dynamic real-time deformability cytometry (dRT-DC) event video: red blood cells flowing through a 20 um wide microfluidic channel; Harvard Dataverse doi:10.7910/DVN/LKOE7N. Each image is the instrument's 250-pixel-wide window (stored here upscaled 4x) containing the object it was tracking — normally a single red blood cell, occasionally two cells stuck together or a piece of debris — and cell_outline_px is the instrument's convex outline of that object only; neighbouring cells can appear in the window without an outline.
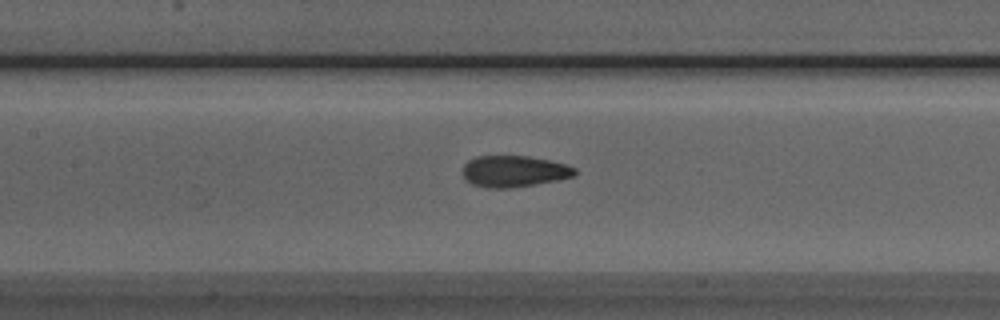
{"species": "Egyptian fruit bat (a non-hibernating species)", "species_latin": "Rousettus aegyptiacus", "temperature_condition": "room temperature", "stored_images_in_passage": 40, "camera_frame_rate_fps": 3000, "um_per_image_px": 0.085, "animal": {"sex": "male"}, "frame": {"image": 1, "passage_image": 16, "time_ms": 5.0, "image_size_px": [1000, 320], "cell_outline_px": [[576, 172], [572, 176], [556, 180], [508, 188], [488, 188], [472, 184], [464, 180], [460, 172], [464, 164], [468, 160], [476, 156], [528, 156], [568, 164], [576, 168]], "centroid_in_image_um": [43.62, 14.55], "position_along_channel_um": 163.8, "area_um2": 20.58}}
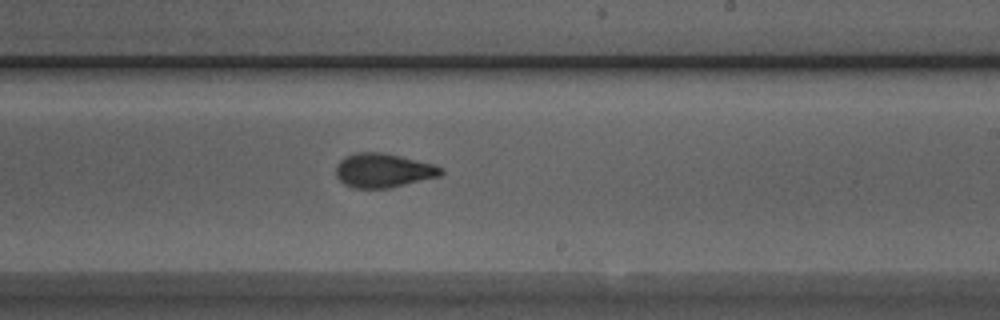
{"frame": {"image": 2, "passage_image": 23, "time_ms": 7.333, "image_size_px": [1000, 320], "cell_outline_px": [[444, 172], [440, 176], [388, 188], [352, 188], [344, 184], [336, 176], [336, 168], [340, 160], [344, 156], [356, 152], [384, 152], [432, 164], [444, 168]], "centroid_in_image_um": [32.56, 14.48], "position_along_channel_um": 256.4, "area_um2": 20.87}}
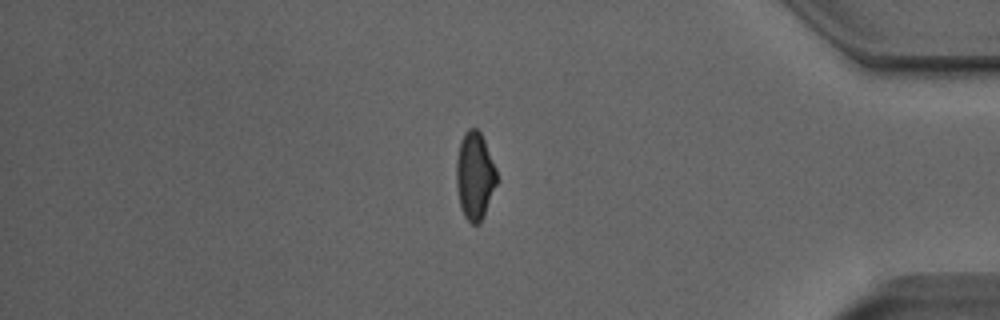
{"frame": {"image": 3, "passage_image": 36, "time_ms": 11.667, "image_size_px": [1000, 320], "cell_outline_px": [[496, 184], [480, 224], [472, 224], [464, 216], [460, 208], [456, 184], [456, 160], [460, 140], [464, 132], [468, 128], [476, 128], [480, 132], [484, 140], [496, 168]], "centroid_in_image_um": [40.33, 14.93], "position_along_channel_um": 394.9, "area_um2": 20.58}, "authors_computed_cell_mechanics": {"area_um2": 20.8658, "velocity_mm_per_s": 3.9819, "shape_relaxation_time_tau1_ms": 4.6516, "shape_relaxation_time_tau2_ms": 1.596, "deformation_change_tau1": 0.166, "deformation_change_tau2": 0.0788}}